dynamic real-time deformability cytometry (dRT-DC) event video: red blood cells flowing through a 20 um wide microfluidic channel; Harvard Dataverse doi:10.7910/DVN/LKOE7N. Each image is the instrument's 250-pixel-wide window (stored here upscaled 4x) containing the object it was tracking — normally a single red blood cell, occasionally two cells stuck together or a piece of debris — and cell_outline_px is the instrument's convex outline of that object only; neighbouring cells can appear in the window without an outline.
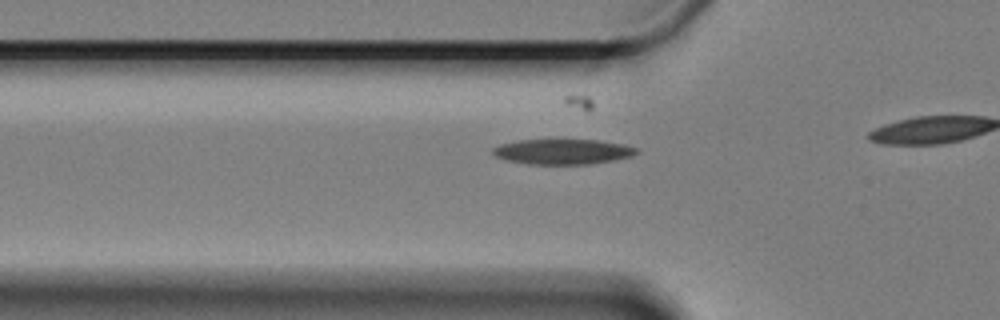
{"species": "Egyptian fruit bat (a non-hibernating species)", "species_latin": "Rousettus aegyptiacus", "temperature_condition": "cold", "stored_images_in_passage": 12, "camera_frame_rate_fps": 3000, "um_per_image_px": 0.085, "animal": {"sex": "female"}, "frame": {"image": 1, "passage_image": 10, "time_ms": 3.0, "image_size_px": [1000, 320], "cell_outline_px": [[640, 152], [632, 156], [616, 160], [592, 164], [528, 164], [508, 160], [496, 156], [492, 152], [492, 148], [500, 144], [516, 140], [600, 140], [624, 144], [636, 148]], "centroid_in_image_um": [47.87, 12.89], "position_along_channel_um": 77.9, "area_um2": 21.21}}